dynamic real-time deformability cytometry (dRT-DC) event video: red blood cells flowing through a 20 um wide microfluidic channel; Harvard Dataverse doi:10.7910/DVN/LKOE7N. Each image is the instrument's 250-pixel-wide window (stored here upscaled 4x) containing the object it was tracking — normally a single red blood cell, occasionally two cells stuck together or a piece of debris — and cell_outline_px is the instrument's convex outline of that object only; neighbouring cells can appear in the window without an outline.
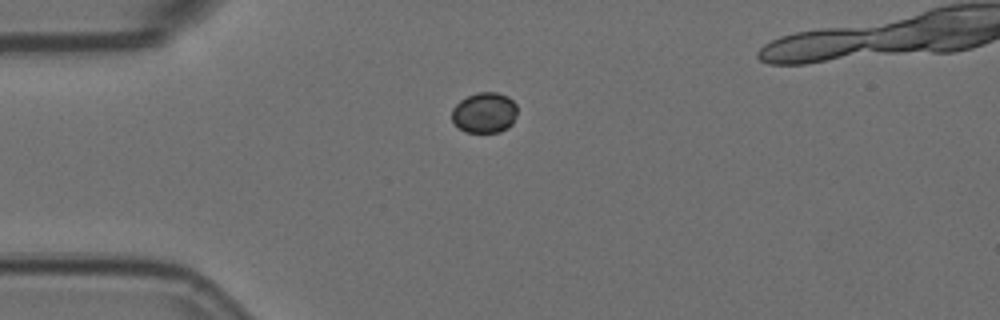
{"species": "Egyptian fruit bat (a non-hibernating species)", "species_latin": "Rousettus aegyptiacus", "temperature_condition": "room temperature", "stored_images_in_passage": 10, "camera_frame_rate_fps": 3000, "um_per_image_px": 0.085, "animal": {"sex": "female"}, "frame": {"image": 1, "passage_image": 3, "time_ms": 0.667, "image_size_px": [1000, 320], "cell_outline_px": [[516, 116], [512, 124], [508, 128], [500, 132], [464, 132], [452, 120], [452, 108], [460, 100], [476, 92], [496, 92], [508, 96], [516, 104]], "centroid_in_image_um": [41.19, 9.57], "position_along_channel_um": 43.8, "area_um2": 15.55}}
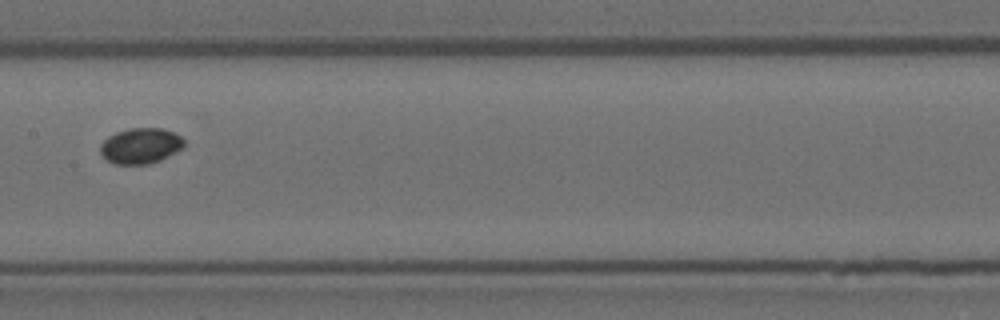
{"frame": {"image": 2, "passage_image": 7, "time_ms": 2.0, "image_size_px": [1000, 320], "cell_outline_px": [[184, 148], [160, 160], [148, 164], [116, 164], [108, 160], [100, 152], [100, 144], [108, 136], [116, 132], [128, 128], [160, 128], [172, 132], [180, 136], [184, 140]], "centroid_in_image_um": [11.95, 12.39], "position_along_channel_um": 195.4, "area_um2": 17.34}}
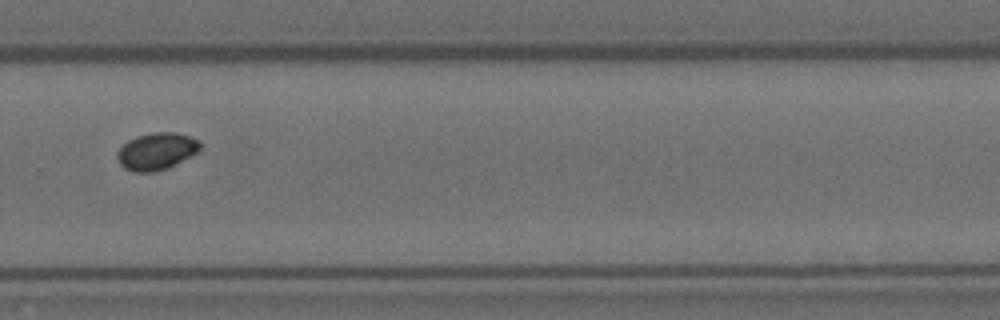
{"frame": {"image": 3, "passage_image": 10, "time_ms": 3.0, "image_size_px": [1000, 320], "cell_outline_px": [[200, 148], [196, 152], [168, 168], [156, 172], [132, 172], [124, 168], [120, 164], [116, 156], [116, 152], [128, 140], [136, 136], [156, 132], [176, 132], [200, 140]], "centroid_in_image_um": [13.27, 12.86], "position_along_channel_um": 316.5, "area_um2": 17.86}}